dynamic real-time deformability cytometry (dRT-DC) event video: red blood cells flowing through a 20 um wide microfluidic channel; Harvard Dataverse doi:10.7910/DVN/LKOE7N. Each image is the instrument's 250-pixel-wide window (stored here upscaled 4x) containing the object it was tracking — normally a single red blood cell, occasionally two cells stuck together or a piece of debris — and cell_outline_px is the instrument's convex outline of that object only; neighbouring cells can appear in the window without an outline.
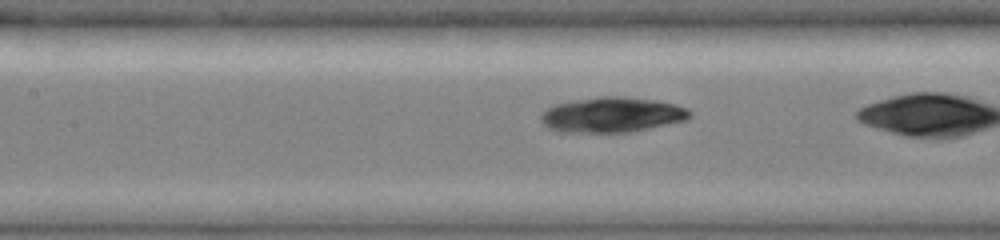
{"species": "common noctule bat (a hibernating species)", "species_latin": "Nyctalus noctula", "temperature_condition": "cold", "stored_images_in_passage": 27, "camera_frame_rate_fps": 3000, "um_per_image_px": 0.085, "animal": {"sex": "female", "body_mass_g": 19.0, "forearm_length_mm": 51.5}, "frame": {"image": 1, "passage_image": 19, "time_ms": 6.0, "image_size_px": [1000, 240], "cell_outline_px": [[692, 116], [688, 120], [632, 132], [560, 132], [548, 128], [540, 120], [540, 116], [548, 108], [556, 104], [576, 100], [600, 96], [620, 96], [656, 100], [676, 104], [688, 108], [692, 112]], "centroid_in_image_um": [52.08, 9.76], "position_along_channel_um": 155.3, "area_um2": 30.69}}